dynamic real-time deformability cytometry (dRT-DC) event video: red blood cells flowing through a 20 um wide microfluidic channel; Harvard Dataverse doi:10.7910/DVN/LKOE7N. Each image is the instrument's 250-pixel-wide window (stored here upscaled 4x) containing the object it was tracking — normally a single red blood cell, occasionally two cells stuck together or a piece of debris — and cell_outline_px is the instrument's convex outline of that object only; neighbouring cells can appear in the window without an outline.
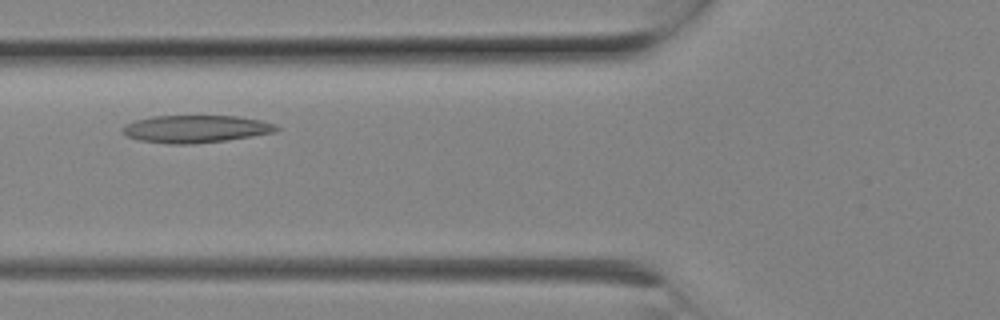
{"species": "Egyptian fruit bat (a non-hibernating species)", "species_latin": "Rousettus aegyptiacus", "temperature_condition": "room temperature", "stored_images_in_passage": 6, "camera_frame_rate_fps": 3000, "um_per_image_px": 0.085, "animal": {"sex": "female"}, "frame": {"image": 1, "passage_image": 4, "time_ms": 1.0, "image_size_px": [1000, 320], "cell_outline_px": [[280, 128], [276, 132], [252, 136], [224, 140], [192, 144], [168, 144], [140, 140], [128, 136], [120, 128], [124, 124], [136, 120], [152, 116], [236, 116], [260, 120], [276, 124]], "centroid_in_image_um": [16.64, 10.95], "position_along_channel_um": 109.2, "area_um2": 24.57}}
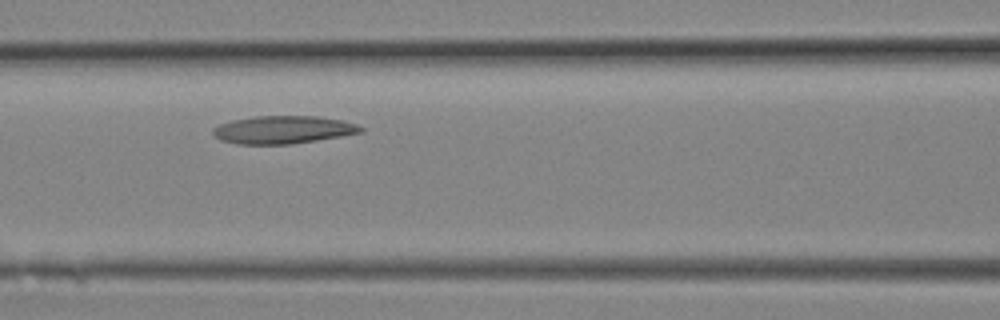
{"frame": {"image": 2, "passage_image": 5, "time_ms": 1.333, "image_size_px": [1000, 320], "cell_outline_px": [[364, 132], [292, 144], [240, 144], [220, 140], [212, 132], [212, 128], [220, 124], [232, 120], [256, 116], [316, 116], [344, 120], [356, 124], [364, 128]], "centroid_in_image_um": [24.08, 11.02], "position_along_channel_um": 142.5, "area_um2": 23.93}}
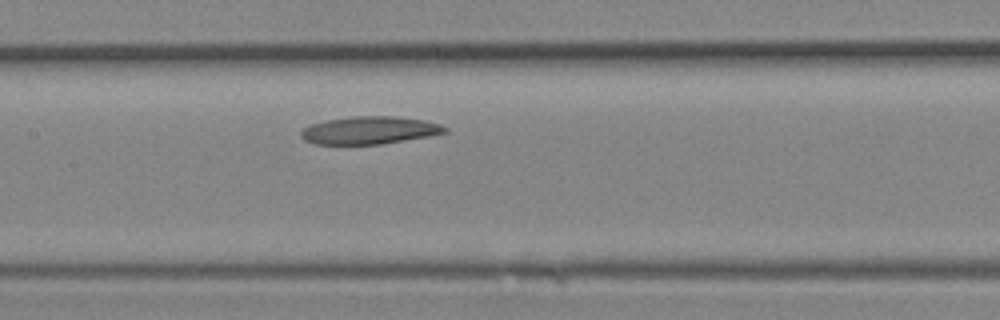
{"frame": {"image": 3, "passage_image": 6, "time_ms": 1.667, "image_size_px": [1000, 320], "cell_outline_px": [[448, 132], [428, 136], [380, 144], [316, 144], [304, 140], [300, 136], [300, 132], [304, 128], [312, 124], [328, 120], [356, 116], [392, 116], [424, 120], [440, 124], [448, 128]], "centroid_in_image_um": [31.41, 11.07], "position_along_channel_um": 176.0, "area_um2": 22.95}}